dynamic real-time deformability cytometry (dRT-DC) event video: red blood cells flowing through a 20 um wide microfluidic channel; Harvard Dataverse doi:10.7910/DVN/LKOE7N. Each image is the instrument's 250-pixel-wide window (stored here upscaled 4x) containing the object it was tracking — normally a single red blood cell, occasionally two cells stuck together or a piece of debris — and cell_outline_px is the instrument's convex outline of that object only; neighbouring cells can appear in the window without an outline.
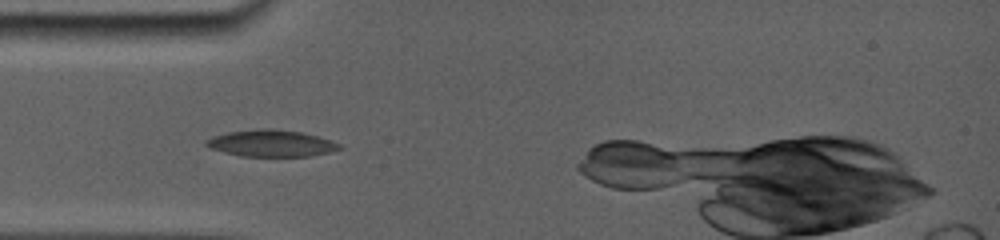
{"species": "common noctule bat (a hibernating species)", "species_latin": "Nyctalus noctula", "temperature_condition": "room temperature", "stored_images_in_passage": 19, "camera_frame_rate_fps": 5000, "um_per_image_px": 0.085, "animal": {"sex": "female", "body_mass_g": 19.0, "forearm_length_mm": 56.7}, "frame": {"image": 1, "passage_image": 3, "time_ms": 2.2, "image_size_px": [1000, 240], "cell_outline_px": [[340, 148], [328, 152], [308, 156], [240, 156], [224, 152], [212, 148], [204, 144], [208, 140], [216, 136], [232, 132], [300, 132], [316, 136], [340, 144]], "centroid_in_image_um": [23.08, 12.25], "position_along_channel_um": 61.9, "area_um2": 18.96}}
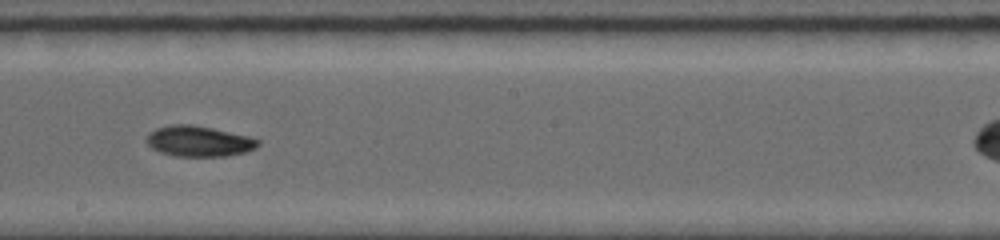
{"frame": {"image": 2, "passage_image": 7, "time_ms": 6.6, "image_size_px": [1000, 240], "cell_outline_px": [[260, 144], [256, 148], [244, 152], [224, 156], [176, 156], [160, 152], [152, 148], [144, 140], [156, 128], [172, 124], [192, 124], [212, 128], [248, 136], [260, 140]], "centroid_in_image_um": [16.9, 12.0], "position_along_channel_um": 231.3, "area_um2": 19.77}}
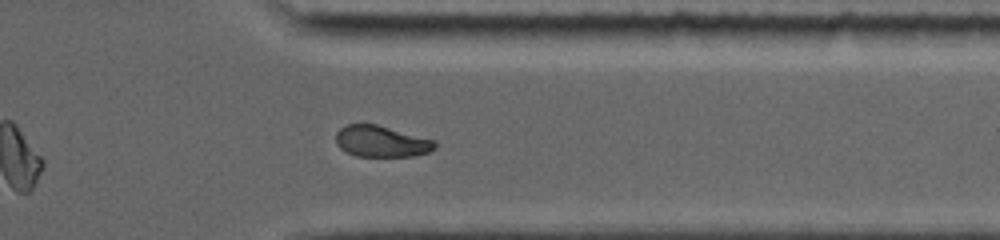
{"frame": {"image": 3, "passage_image": 14, "time_ms": 10.4, "image_size_px": [1000, 240], "cell_outline_px": [[436, 148], [428, 152], [416, 156], [356, 156], [340, 148], [336, 144], [336, 132], [340, 128], [348, 124], [376, 124], [436, 140]], "centroid_in_image_um": [32.43, 12.02], "position_along_channel_um": 379.0, "area_um2": 18.09}}